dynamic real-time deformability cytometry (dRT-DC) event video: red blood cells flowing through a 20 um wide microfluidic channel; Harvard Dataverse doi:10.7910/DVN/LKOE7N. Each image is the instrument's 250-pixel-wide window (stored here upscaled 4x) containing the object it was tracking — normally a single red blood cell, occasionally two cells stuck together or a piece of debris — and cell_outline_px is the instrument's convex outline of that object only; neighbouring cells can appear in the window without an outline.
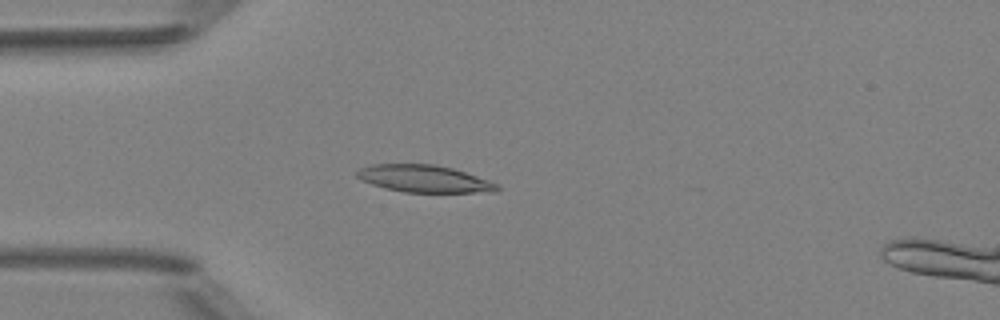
{"species": "Egyptian fruit bat (a non-hibernating species)", "species_latin": "Rousettus aegyptiacus", "temperature_condition": "room temperature", "stored_images_in_passage": 5, "camera_frame_rate_fps": 3000, "um_per_image_px": 0.085, "animal": {"sex": "female"}, "frame": {"image": 1, "passage_image": 4, "time_ms": 3.667, "image_size_px": [1000, 320], "cell_outline_px": [[500, 188], [496, 192], [404, 192], [384, 188], [360, 180], [356, 176], [356, 172], [360, 168], [372, 164], [436, 164], [452, 168], [500, 184]], "centroid_in_image_um": [36.05, 15.19], "position_along_channel_um": 49.0, "area_um2": 22.25}}